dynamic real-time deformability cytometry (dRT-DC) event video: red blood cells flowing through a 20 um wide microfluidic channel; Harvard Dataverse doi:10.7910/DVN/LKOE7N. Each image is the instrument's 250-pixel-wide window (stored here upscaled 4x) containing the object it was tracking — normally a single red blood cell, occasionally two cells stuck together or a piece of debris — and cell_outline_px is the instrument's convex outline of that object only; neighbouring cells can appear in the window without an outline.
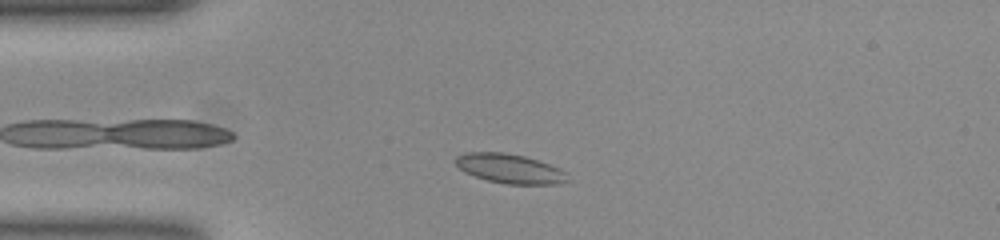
{"species": "common noctule bat (a hibernating species)", "species_latin": "Nyctalus noctula", "temperature_condition": "room temperature", "stored_images_in_passage": 47, "camera_frame_rate_fps": 3000, "um_per_image_px": 0.085, "animal": {"sex": "female", "body_mass_g": 23.0, "forearm_length_mm": 53.4}, "frame": {"image": 1, "passage_image": 7, "time_ms": 2.0, "image_size_px": [1000, 240], "cell_outline_px": [[564, 180], [552, 184], [508, 184], [488, 180], [476, 176], [460, 168], [456, 164], [456, 156], [468, 152], [500, 152], [524, 156], [548, 164], [564, 172]], "centroid_in_image_um": [43.25, 14.32], "position_along_channel_um": 41.7, "area_um2": 18.32}}
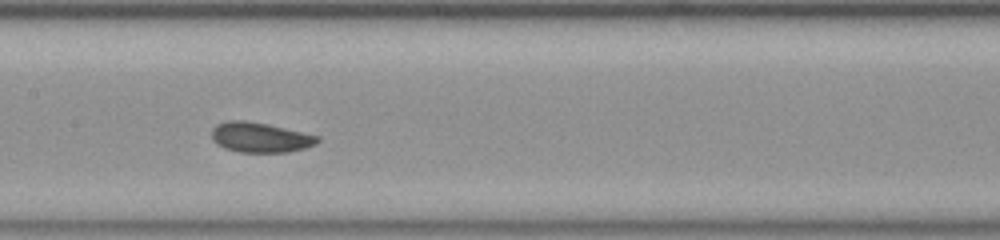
{"frame": {"image": 2, "passage_image": 20, "time_ms": 6.333, "image_size_px": [1000, 240], "cell_outline_px": [[320, 140], [316, 144], [304, 148], [288, 152], [240, 152], [224, 148], [212, 140], [212, 128], [216, 124], [228, 120], [244, 120], [268, 124], [320, 136]], "centroid_in_image_um": [22.11, 11.67], "position_along_channel_um": 185.3, "area_um2": 18.55}}
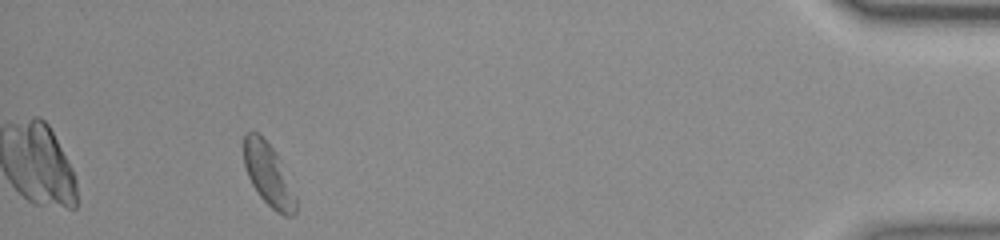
{"frame": {"image": 3, "passage_image": 43, "time_ms": 14.0, "image_size_px": [1000, 240], "cell_outline_px": [[296, 212], [292, 216], [284, 216], [276, 212], [260, 196], [252, 184], [248, 176], [244, 164], [244, 132], [256, 132], [272, 148], [276, 156], [296, 200]], "centroid_in_image_um": [22.77, 14.88], "position_along_channel_um": 412.4, "area_um2": 17.98}, "authors_computed_cell_mechanics": {"area_um2": 18.0336, "velocity_mm_per_s": 3.8285, "shape_relaxation_time_tau1_ms": 3.9853, "shape_relaxation_time_tau2_ms": 3.035, "deformation_change_tau1": 0.0886, "deformation_change_tau2": 0.057}}